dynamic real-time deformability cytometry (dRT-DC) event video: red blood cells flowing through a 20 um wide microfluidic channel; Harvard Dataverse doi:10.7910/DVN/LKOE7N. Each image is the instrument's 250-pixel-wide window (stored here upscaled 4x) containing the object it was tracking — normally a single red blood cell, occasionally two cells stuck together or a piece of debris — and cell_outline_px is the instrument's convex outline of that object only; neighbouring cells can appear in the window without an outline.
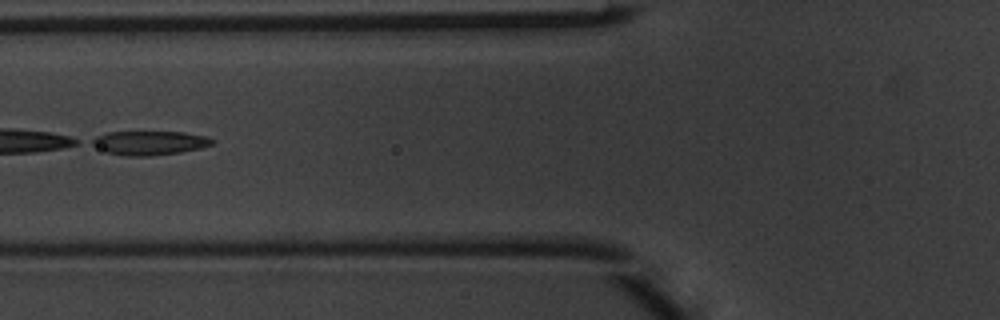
{"species": "common noctule bat (a hibernating species)", "species_latin": "Nyctalus noctula", "temperature_condition": "warm", "stored_images_in_passage": 5, "camera_frame_rate_fps": 3000, "um_per_image_px": 0.085, "animal": {"sex": "male", "body_mass_g": 20.1, "forearm_length_mm": 53.5}, "frame": {"image": 1, "passage_image": 5, "time_ms": 1.333, "image_size_px": [1000, 320], "cell_outline_px": [[216, 140], [212, 144], [200, 148], [180, 152], [152, 156], [124, 156], [108, 152], [92, 144], [88, 140], [96, 136], [108, 132], [184, 132], [204, 136]], "centroid_in_image_um": [12.7, 12.14], "position_along_channel_um": 113.1, "area_um2": 16.76}}